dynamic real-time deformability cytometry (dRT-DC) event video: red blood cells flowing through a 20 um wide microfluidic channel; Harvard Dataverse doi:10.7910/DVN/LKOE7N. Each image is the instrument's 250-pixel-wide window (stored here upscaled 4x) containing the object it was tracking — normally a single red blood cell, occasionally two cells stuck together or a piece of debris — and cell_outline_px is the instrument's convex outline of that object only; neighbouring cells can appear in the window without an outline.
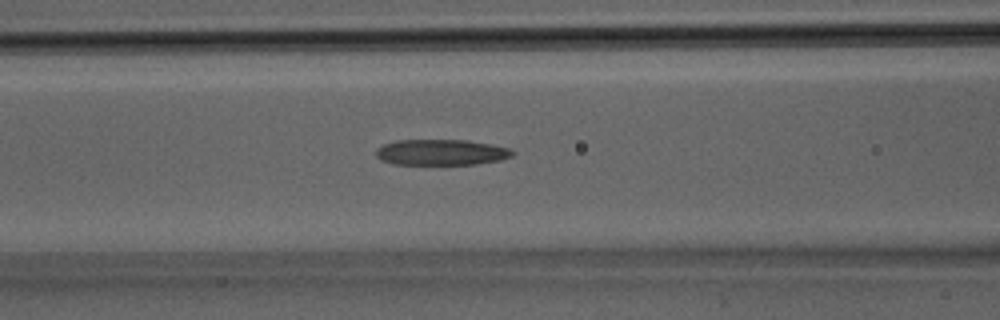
{"species": "Egyptian fruit bat (a non-hibernating species)", "species_latin": "Rousettus aegyptiacus", "temperature_condition": "room temperature", "stored_images_in_passage": 20, "camera_frame_rate_fps": 3000, "um_per_image_px": 0.085, "animal": {"sex": "male"}, "frame": {"image": 1, "passage_image": 5, "time_ms": 1.333, "image_size_px": [1000, 320], "cell_outline_px": [[516, 152], [512, 156], [500, 160], [476, 164], [392, 164], [380, 160], [376, 156], [376, 148], [384, 144], [396, 140], [468, 140], [492, 144], [508, 148]], "centroid_in_image_um": [37.49, 12.94], "position_along_channel_um": 129.1, "area_um2": 20.63}}
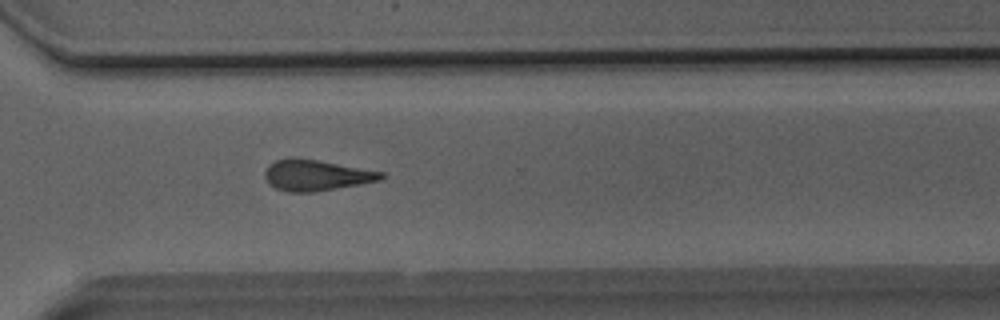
{"frame": {"image": 2, "passage_image": 15, "time_ms": 4.667, "image_size_px": [1000, 320], "cell_outline_px": [[384, 176], [380, 180], [360, 184], [316, 192], [288, 192], [276, 188], [268, 184], [264, 176], [264, 172], [268, 164], [276, 160], [292, 156], [296, 156], [384, 172]], "centroid_in_image_um": [26.82, 14.88], "position_along_channel_um": 343.8, "area_um2": 21.21}}
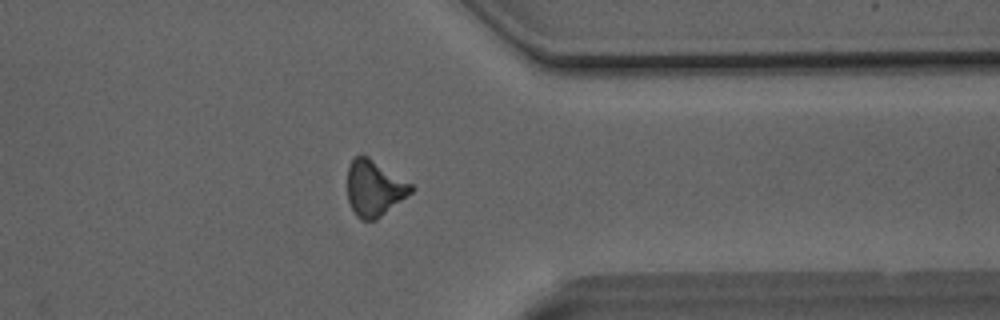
{"frame": {"image": 3, "passage_image": 17, "time_ms": 5.333, "image_size_px": [1000, 320], "cell_outline_px": [[416, 188], [412, 192], [376, 220], [360, 220], [356, 216], [348, 200], [348, 164], [360, 152], [368, 156], [412, 184]], "centroid_in_image_um": [31.8, 15.98], "position_along_channel_um": 379.6, "area_um2": 20.81}}